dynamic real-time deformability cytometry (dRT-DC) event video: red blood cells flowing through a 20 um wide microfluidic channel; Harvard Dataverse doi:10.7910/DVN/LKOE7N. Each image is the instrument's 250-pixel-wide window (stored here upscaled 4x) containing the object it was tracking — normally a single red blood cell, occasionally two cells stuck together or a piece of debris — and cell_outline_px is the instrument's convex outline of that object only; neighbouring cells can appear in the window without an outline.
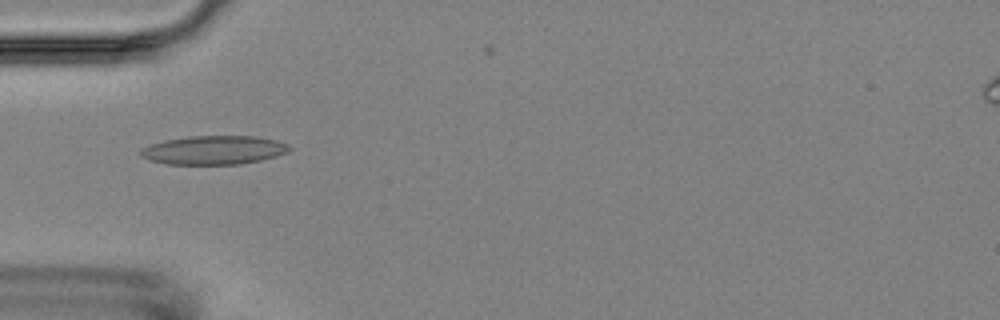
{"species": "Egyptian fruit bat (a non-hibernating species)", "species_latin": "Rousettus aegyptiacus", "temperature_condition": "room temperature", "stored_images_in_passage": 7, "camera_frame_rate_fps": 3000, "um_per_image_px": 0.085, "animal": {"sex": "female"}, "frame": {"image": 1, "passage_image": 1, "time_ms": 0.0, "image_size_px": [1000, 320], "cell_outline_px": [[292, 148], [288, 152], [276, 156], [260, 160], [240, 164], [168, 164], [148, 160], [140, 156], [140, 148], [148, 144], [164, 140], [188, 136], [256, 136], [276, 140], [288, 144]], "centroid_in_image_um": [18.14, 12.75], "position_along_channel_um": 66.9, "area_um2": 25.14}}
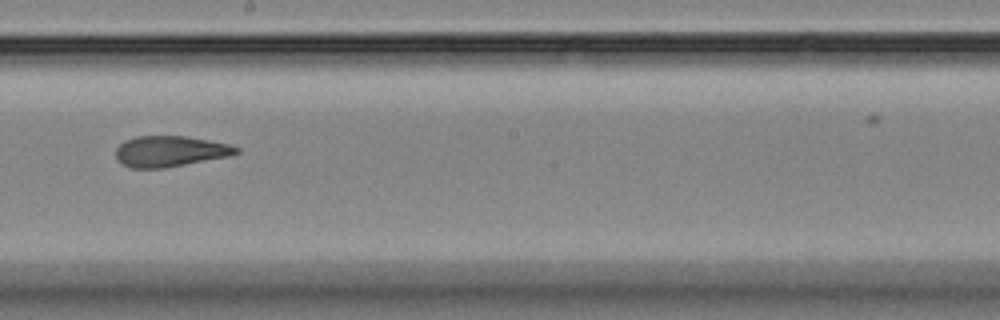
{"frame": {"image": 2, "passage_image": 5, "time_ms": 4.667, "image_size_px": [1000, 320], "cell_outline_px": [[240, 152], [228, 156], [164, 168], [132, 168], [116, 160], [116, 148], [124, 140], [136, 136], [184, 136], [208, 140], [228, 144], [240, 148]], "centroid_in_image_um": [14.43, 12.85], "position_along_channel_um": 233.8, "area_um2": 21.5}}
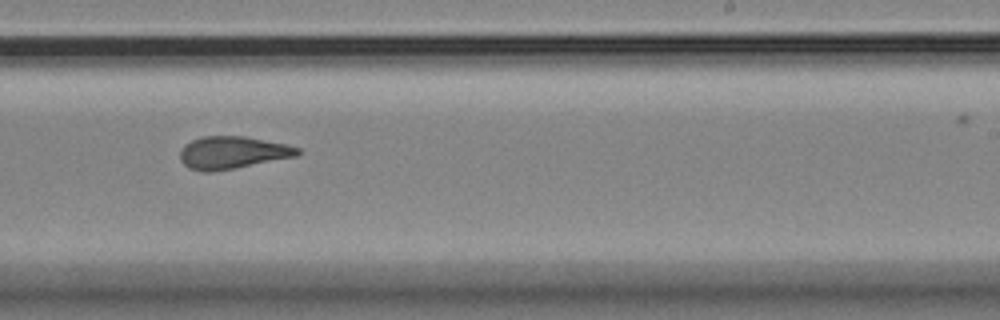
{"frame": {"image": 3, "passage_image": 6, "time_ms": 5.667, "image_size_px": [1000, 320], "cell_outline_px": [[300, 152], [296, 156], [236, 168], [212, 172], [200, 172], [188, 168], [180, 160], [180, 152], [184, 144], [200, 136], [244, 136], [288, 144], [300, 148]], "centroid_in_image_um": [19.73, 12.97], "position_along_channel_um": 269.3, "area_um2": 22.43}}